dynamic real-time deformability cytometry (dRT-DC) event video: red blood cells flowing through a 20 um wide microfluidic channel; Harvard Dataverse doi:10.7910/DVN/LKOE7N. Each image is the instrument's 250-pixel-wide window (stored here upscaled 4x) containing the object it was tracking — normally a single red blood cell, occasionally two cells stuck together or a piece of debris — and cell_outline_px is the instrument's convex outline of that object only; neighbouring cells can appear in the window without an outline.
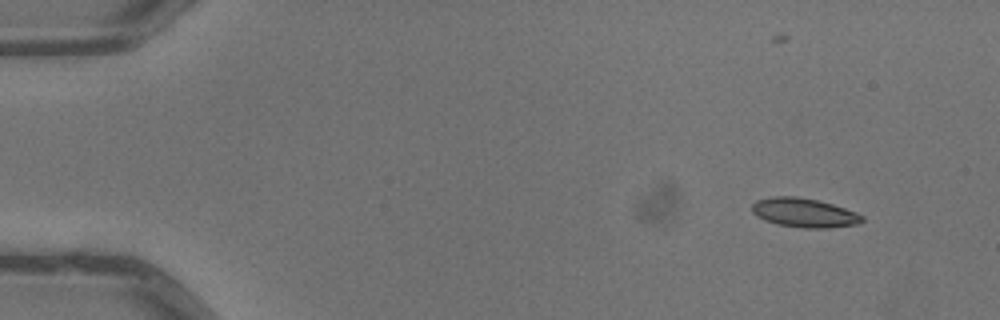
{"species": "common noctule bat (a hibernating species)", "species_latin": "Nyctalus noctula", "temperature_condition": "warm", "stored_images_in_passage": 4, "camera_frame_rate_fps": 3000, "um_per_image_px": 0.085, "animal": {"sex": "male", "body_mass_g": 13.3}, "frame": {"image": 1, "passage_image": 1, "time_ms": 0.0, "image_size_px": [1000, 320], "cell_outline_px": [[864, 220], [856, 224], [828, 228], [804, 228], [776, 224], [764, 220], [756, 216], [752, 212], [752, 204], [756, 200], [772, 196], [796, 196], [816, 200], [832, 204], [856, 212], [864, 216]], "centroid_in_image_um": [68.32, 18.08], "position_along_channel_um": 16.7, "area_um2": 18.73}}
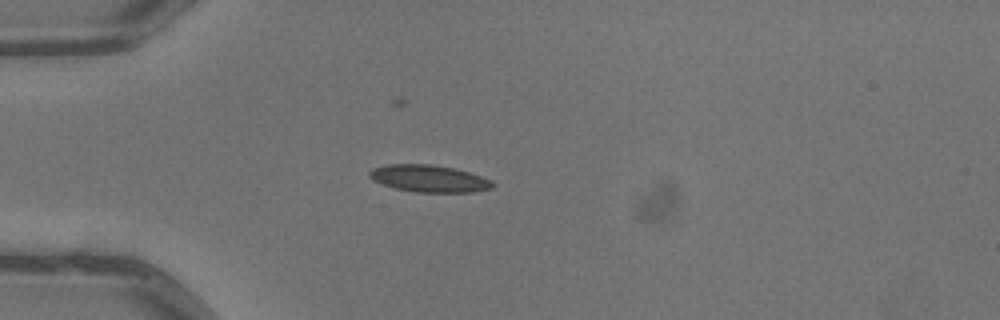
{"frame": {"image": 2, "passage_image": 4, "time_ms": 1.0, "image_size_px": [1000, 320], "cell_outline_px": [[496, 184], [492, 188], [472, 192], [416, 192], [396, 188], [380, 184], [372, 180], [368, 176], [368, 172], [372, 168], [388, 164], [428, 164], [452, 168], [468, 172], [492, 180]], "centroid_in_image_um": [36.44, 15.18], "position_along_channel_um": 48.6, "area_um2": 19.42}}